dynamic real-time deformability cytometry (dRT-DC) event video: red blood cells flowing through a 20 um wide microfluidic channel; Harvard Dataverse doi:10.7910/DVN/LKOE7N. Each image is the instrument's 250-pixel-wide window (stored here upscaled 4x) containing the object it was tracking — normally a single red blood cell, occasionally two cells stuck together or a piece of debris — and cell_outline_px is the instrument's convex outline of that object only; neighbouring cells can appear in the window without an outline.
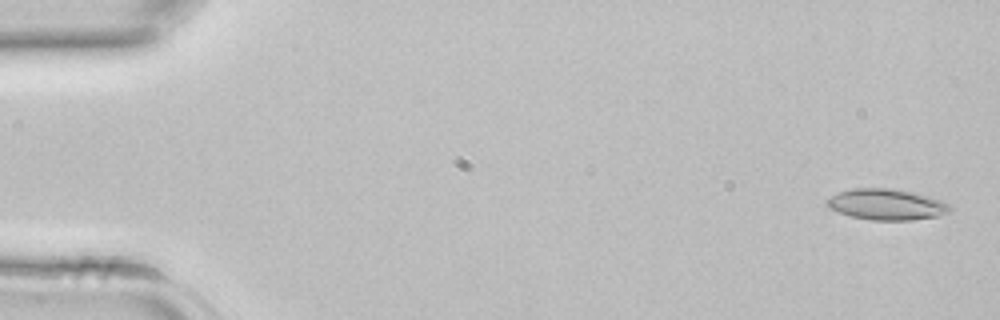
{"species": "common noctule bat (a hibernating species)", "species_latin": "Nyctalus noctula", "temperature_condition": "room temperature", "stored_images_in_passage": 43, "camera_frame_rate_fps": 3000, "um_per_image_px": 0.085, "animal": {"sex": "female", "body_mass_g": 22.7, "forearm_length_mm": 54.2}, "frame": {"image": 1, "passage_image": 2, "time_ms": 0.333, "image_size_px": [1000, 320], "cell_outline_px": [[948, 212], [936, 216], [912, 220], [872, 220], [852, 216], [828, 208], [824, 204], [824, 200], [840, 192], [852, 188], [892, 188], [916, 192], [940, 200], [948, 204]], "centroid_in_image_um": [75.3, 17.36], "position_along_channel_um": 9.7, "area_um2": 22.08}}
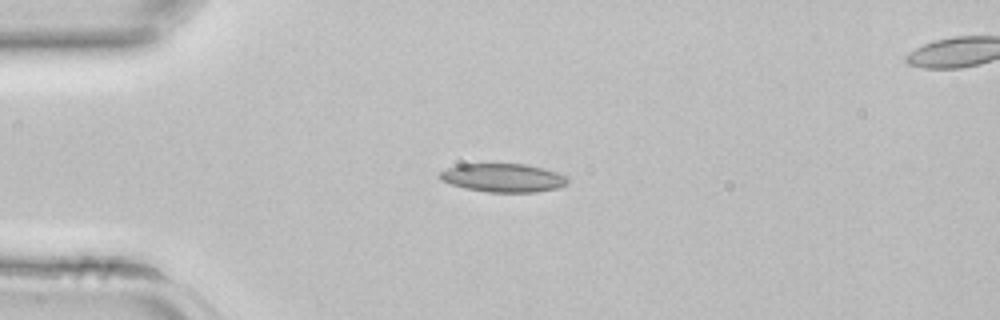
{"frame": {"image": 2, "passage_image": 11, "time_ms": 3.333, "image_size_px": [1000, 320], "cell_outline_px": [[568, 184], [556, 188], [536, 192], [488, 192], [464, 188], [440, 180], [436, 176], [440, 172], [456, 164], [524, 164], [556, 172], [568, 176]], "centroid_in_image_um": [42.73, 15.11], "position_along_channel_um": 42.3, "area_um2": 21.21}}
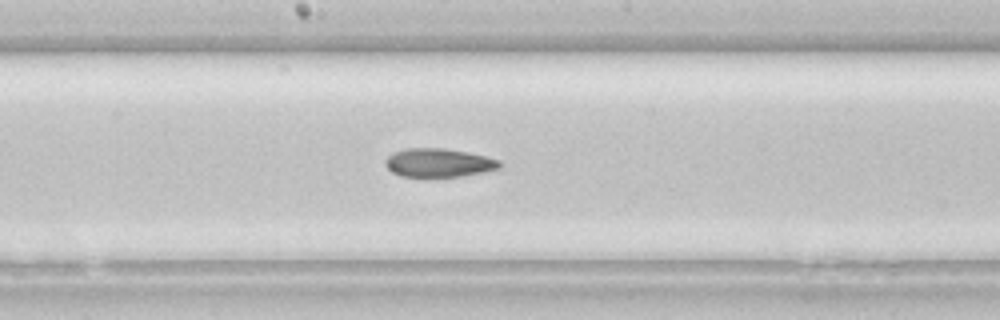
{"frame": {"image": 3, "passage_image": 23, "time_ms": 7.333, "image_size_px": [1000, 320], "cell_outline_px": [[500, 168], [484, 172], [460, 176], [400, 176], [392, 172], [384, 164], [384, 160], [392, 152], [404, 148], [444, 148], [468, 152], [500, 160]], "centroid_in_image_um": [37.25, 13.82], "position_along_channel_um": 211.0, "area_um2": 19.02}}